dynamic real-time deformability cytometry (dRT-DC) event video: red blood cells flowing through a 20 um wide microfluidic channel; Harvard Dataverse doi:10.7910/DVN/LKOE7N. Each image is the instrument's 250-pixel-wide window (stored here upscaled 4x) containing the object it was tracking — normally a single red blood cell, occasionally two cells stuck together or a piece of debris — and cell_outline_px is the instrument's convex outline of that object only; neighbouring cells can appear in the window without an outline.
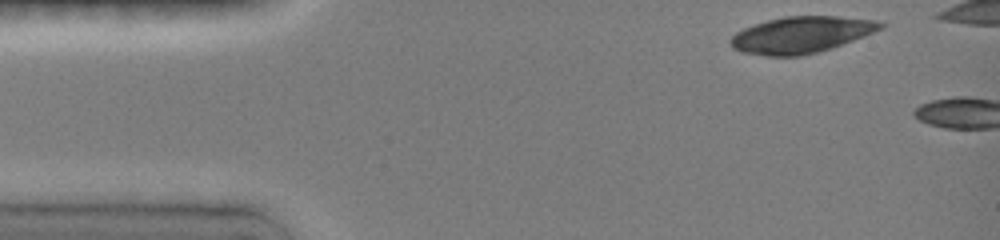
{"species": "common noctule bat (a hibernating species)", "species_latin": "Nyctalus noctula", "temperature_condition": "room temperature", "stored_images_in_passage": 3, "camera_frame_rate_fps": 3000, "um_per_image_px": 0.085, "animal": {"sex": "female", "body_mass_g": 19.0, "forearm_length_mm": 51.5}, "frame": {"image": 1, "passage_image": 1, "time_ms": 0.0, "image_size_px": [1000, 240], "cell_outline_px": [[884, 28], [864, 36], [832, 48], [800, 56], [768, 56], [744, 52], [732, 48], [732, 36], [736, 32], [744, 28], [768, 20], [784, 16], [836, 16], [876, 20], [884, 24]], "centroid_in_image_um": [68.13, 2.95], "position_along_channel_um": 16.9, "area_um2": 31.56}}